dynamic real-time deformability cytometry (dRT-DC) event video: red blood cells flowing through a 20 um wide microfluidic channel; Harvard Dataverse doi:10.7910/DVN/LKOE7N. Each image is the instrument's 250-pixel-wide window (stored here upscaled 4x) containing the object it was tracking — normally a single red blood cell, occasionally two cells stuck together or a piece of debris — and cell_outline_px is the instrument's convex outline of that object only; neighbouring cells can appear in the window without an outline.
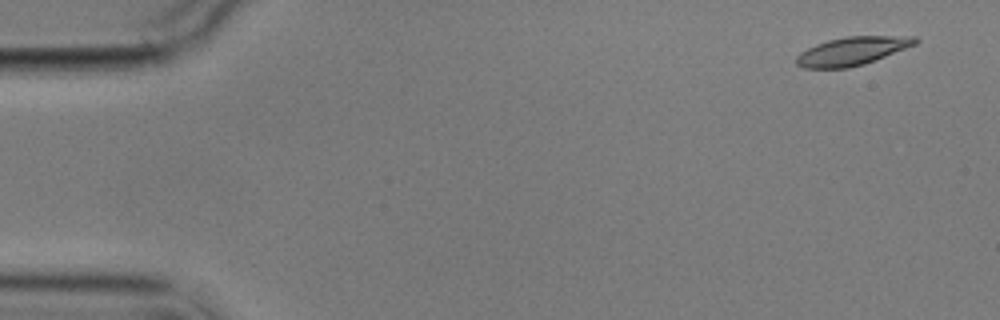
{"species": "common noctule bat (a hibernating species)", "species_latin": "Nyctalus noctula", "temperature_condition": "cold", "stored_images_in_passage": 7, "camera_frame_rate_fps": 3000, "um_per_image_px": 0.085, "animal": {"sex": "male", "body_mass_g": 17.9}, "frame": {"image": 1, "passage_image": 1, "time_ms": 0.0, "image_size_px": [1000, 320], "cell_outline_px": [[920, 40], [916, 44], [864, 64], [848, 68], [804, 68], [796, 64], [796, 56], [800, 52], [816, 44], [828, 40], [848, 36], [916, 36]], "centroid_in_image_um": [72.43, 4.34], "position_along_channel_um": 12.6, "area_um2": 19.54}}
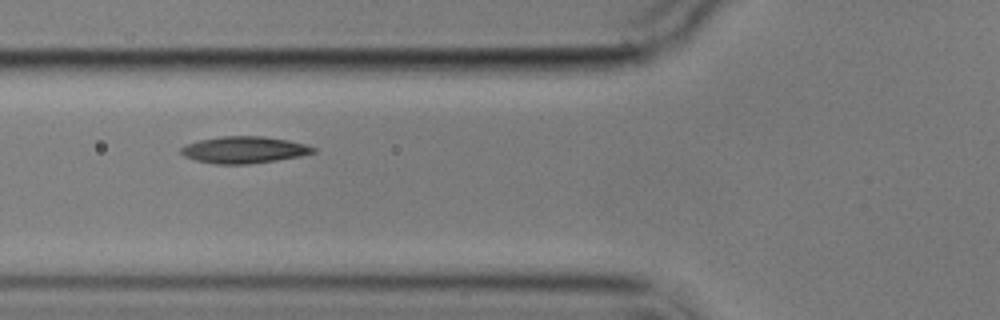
{"frame": {"image": 2, "passage_image": 6, "time_ms": 6.0, "image_size_px": [1000, 320], "cell_outline_px": [[316, 152], [300, 156], [276, 160], [248, 164], [216, 164], [196, 160], [184, 156], [180, 152], [180, 148], [188, 144], [200, 140], [220, 136], [264, 136], [288, 140], [304, 144], [316, 148]], "centroid_in_image_um": [20.75, 12.73], "position_along_channel_um": 105.0, "area_um2": 20.52}}
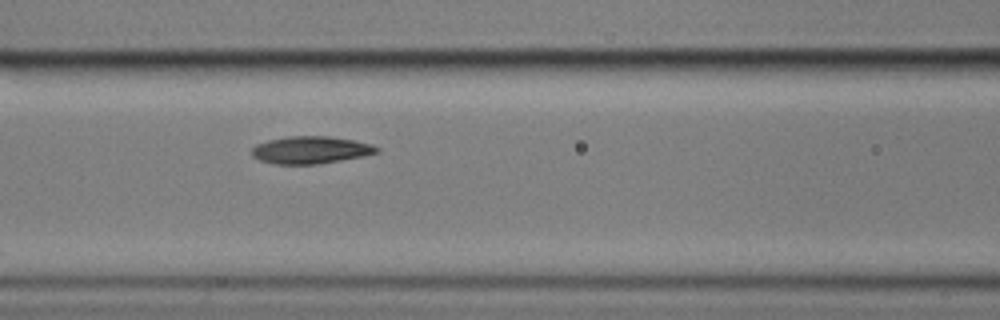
{"frame": {"image": 3, "passage_image": 7, "time_ms": 7.0, "image_size_px": [1000, 320], "cell_outline_px": [[380, 152], [364, 156], [316, 164], [272, 164], [260, 160], [252, 156], [252, 148], [256, 144], [268, 140], [288, 136], [328, 136], [352, 140], [372, 144], [380, 148]], "centroid_in_image_um": [26.4, 12.75], "position_along_channel_um": 140.2, "area_um2": 19.94}}